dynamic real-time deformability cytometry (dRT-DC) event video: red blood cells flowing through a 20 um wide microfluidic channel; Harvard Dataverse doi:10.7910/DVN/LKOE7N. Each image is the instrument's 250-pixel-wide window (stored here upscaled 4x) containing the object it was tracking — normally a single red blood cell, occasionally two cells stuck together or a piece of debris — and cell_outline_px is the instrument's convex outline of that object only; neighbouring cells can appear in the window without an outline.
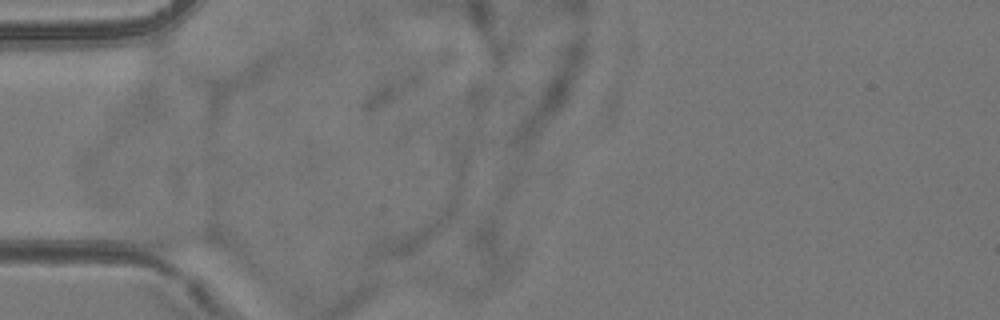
{"species": "common noctule bat (a hibernating species)", "species_latin": "Nyctalus noctula", "temperature_condition": "room temperature", "stored_images_in_passage": 3, "camera_frame_rate_fps": 3000, "um_per_image_px": 0.085, "animal": {"sex": "female", "body_mass_g": 24.6, "forearm_length_mm": 56.2}, "frame": {"image": 1, "passage_image": 1, "time_ms": 0.0, "image_size_px": [1000, 320], "cell_outline_px": [[228, 252], [224, 252], [156, 248], [148, 244], [124, 228], [128, 224], [156, 224], [212, 228], [224, 240], [228, 248]], "centroid_in_image_um": [15.22, 20.17], "position_along_channel_um": 69.8, "area_um2": 14.62}}